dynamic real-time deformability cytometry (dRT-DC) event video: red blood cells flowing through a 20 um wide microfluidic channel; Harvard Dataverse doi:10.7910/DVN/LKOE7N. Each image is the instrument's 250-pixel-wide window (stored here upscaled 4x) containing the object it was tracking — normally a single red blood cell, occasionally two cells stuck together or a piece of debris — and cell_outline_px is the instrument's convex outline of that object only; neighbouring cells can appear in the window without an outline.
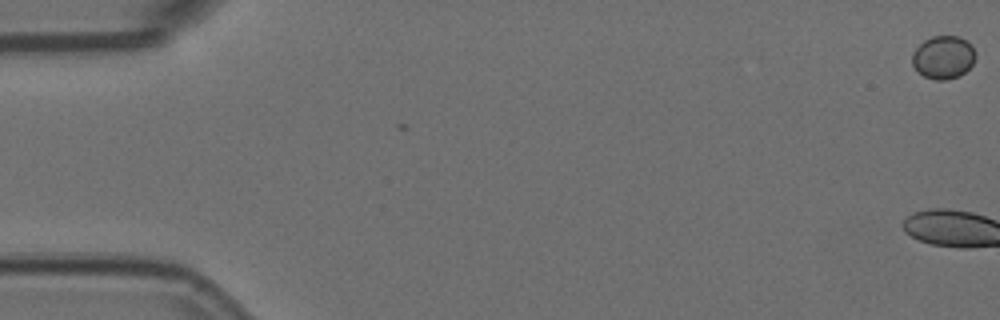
{"species": "Egyptian fruit bat (a non-hibernating species)", "species_latin": "Rousettus aegyptiacus", "temperature_condition": "room temperature", "stored_images_in_passage": 7, "camera_frame_rate_fps": 3000, "um_per_image_px": 0.085, "animal": {"sex": "female"}, "frame": {"image": 1, "passage_image": 1, "time_ms": 0.0, "image_size_px": [1000, 320], "cell_outline_px": [[976, 56], [972, 64], [960, 76], [948, 80], [936, 80], [924, 76], [912, 64], [912, 52], [924, 40], [932, 36], [956, 36], [972, 44], [976, 52]], "centroid_in_image_um": [80.19, 4.87], "position_along_channel_um": 4.8, "area_um2": 15.9}}